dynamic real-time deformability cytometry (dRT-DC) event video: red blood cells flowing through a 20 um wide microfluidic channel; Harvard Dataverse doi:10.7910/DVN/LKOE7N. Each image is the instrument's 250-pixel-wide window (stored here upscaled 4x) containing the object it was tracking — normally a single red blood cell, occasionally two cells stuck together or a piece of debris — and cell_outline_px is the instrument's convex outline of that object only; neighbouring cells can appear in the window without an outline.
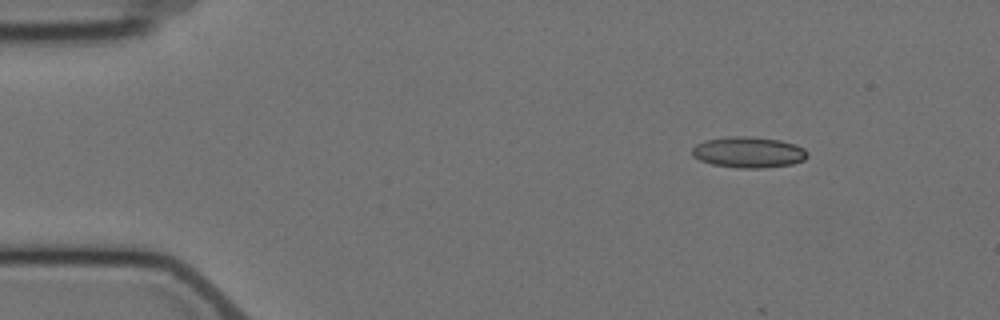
{"species": "Egyptian fruit bat (a non-hibernating species)", "species_latin": "Rousettus aegyptiacus", "temperature_condition": "cold", "stored_images_in_passage": 8, "camera_frame_rate_fps": 3000, "um_per_image_px": 0.085, "animal": {"sex": "female"}, "frame": {"image": 1, "passage_image": 1, "time_ms": 0.0, "image_size_px": [1000, 320], "cell_outline_px": [[808, 156], [804, 160], [792, 164], [760, 168], [740, 168], [712, 164], [700, 160], [692, 156], [692, 148], [696, 144], [704, 140], [732, 136], [752, 136], [780, 140], [796, 144], [804, 148], [808, 152]], "centroid_in_image_um": [63.63, 12.93], "position_along_channel_um": 21.4, "area_um2": 20.92}}
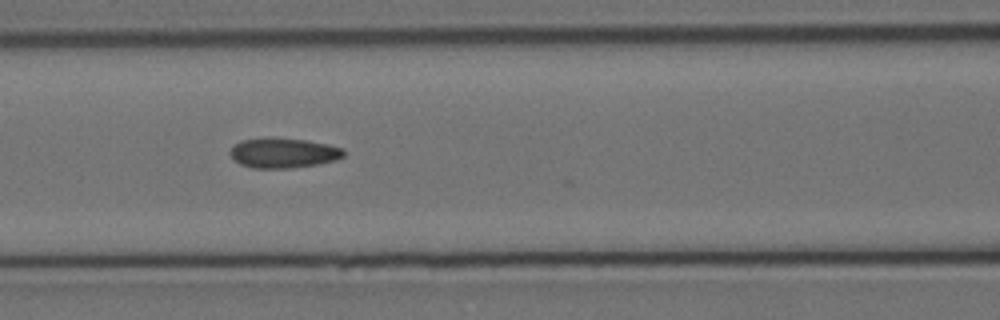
{"frame": {"image": 2, "passage_image": 5, "time_ms": 5.667, "image_size_px": [1000, 320], "cell_outline_px": [[344, 156], [336, 160], [316, 164], [288, 168], [252, 168], [240, 164], [228, 152], [236, 144], [244, 140], [264, 136], [276, 136], [308, 140], [328, 144], [344, 148]], "centroid_in_image_um": [24.1, 12.97], "position_along_channel_um": 142.5, "area_um2": 20.11}}
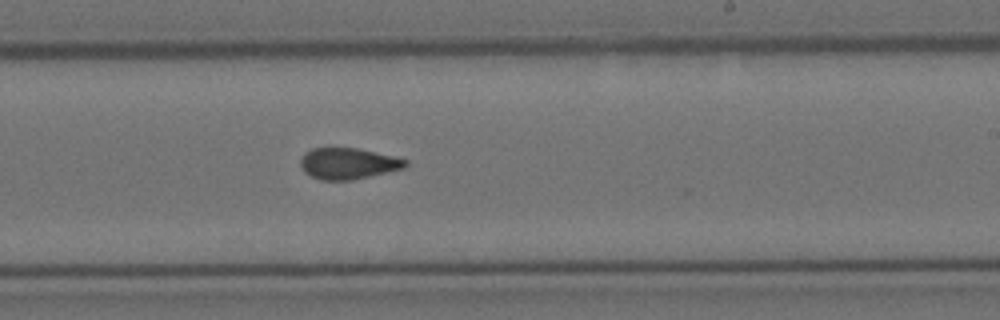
{"frame": {"image": 3, "passage_image": 8, "time_ms": 9.0, "image_size_px": [1000, 320], "cell_outline_px": [[408, 164], [404, 168], [352, 180], [320, 180], [304, 172], [300, 168], [300, 160], [304, 152], [312, 148], [356, 148], [392, 156], [408, 160]], "centroid_in_image_um": [29.54, 13.9], "position_along_channel_um": 259.5, "area_um2": 19.02}}